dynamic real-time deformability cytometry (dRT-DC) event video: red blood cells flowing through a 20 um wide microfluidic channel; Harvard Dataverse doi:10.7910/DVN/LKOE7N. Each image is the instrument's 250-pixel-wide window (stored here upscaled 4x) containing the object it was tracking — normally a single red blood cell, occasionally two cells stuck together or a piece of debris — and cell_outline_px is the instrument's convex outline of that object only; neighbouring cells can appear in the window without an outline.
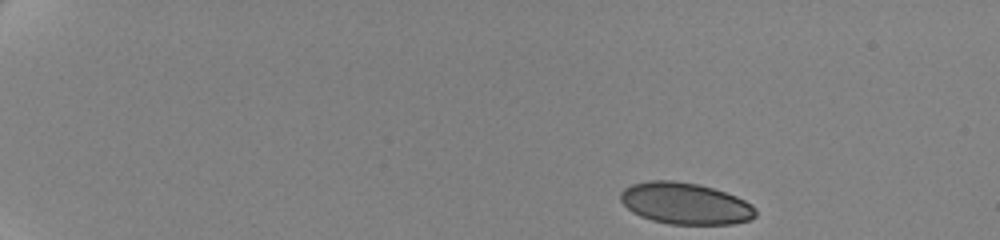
{"species": "human", "species_latin": "Homo sapiens", "temperature_condition": "cold", "stored_images_in_passage": 51, "camera_frame_rate_fps": 3000, "um_per_image_px": 0.085, "donor": {"sex": "female"}, "frame": {"image": 1, "passage_image": 1, "time_ms": 0.0, "image_size_px": [1000, 240], "cell_outline_px": [[756, 216], [752, 220], [732, 224], [668, 224], [652, 220], [640, 216], [632, 212], [620, 200], [620, 192], [624, 188], [632, 184], [648, 180], [672, 180], [700, 184], [736, 196], [752, 204], [756, 208]], "centroid_in_image_um": [58.25, 17.29], "position_along_channel_um": 26.7, "area_um2": 32.95}}
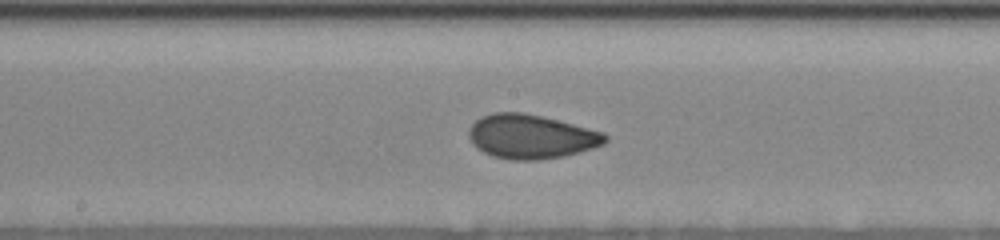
{"frame": {"image": 2, "passage_image": 27, "time_ms": 8.667, "image_size_px": [1000, 240], "cell_outline_px": [[608, 140], [604, 144], [580, 152], [564, 156], [536, 160], [508, 160], [492, 156], [476, 148], [472, 144], [468, 136], [468, 128], [480, 116], [492, 112], [524, 112], [544, 116], [604, 132], [608, 136]], "centroid_in_image_um": [45.12, 11.6], "position_along_channel_um": 203.1, "area_um2": 35.55}}
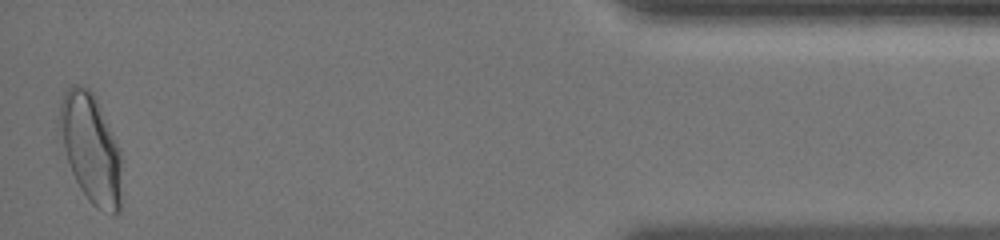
{"frame": {"image": 3, "passage_image": 51, "time_ms": 16.667, "image_size_px": [1000, 240], "cell_outline_px": [[120, 212], [112, 216], [96, 208], [88, 200], [80, 188], [72, 172], [56, 128], [60, 104], [64, 92], [72, 84], [76, 84], [88, 88], [92, 92], [120, 148]], "centroid_in_image_um": [7.68, 12.62], "position_along_channel_um": 427.5, "area_um2": 39.59}, "authors_computed_cell_mechanics": {"area_um2": 34.3332, "velocity_mm_per_s": 3.5006, "shape_relaxation_time_tau1_ms": 7.2564, "shape_relaxation_time_tau2_ms": 0.9176, "deformation_change_tau1": 0.1631, "deformation_change_tau2": 0.0355}}